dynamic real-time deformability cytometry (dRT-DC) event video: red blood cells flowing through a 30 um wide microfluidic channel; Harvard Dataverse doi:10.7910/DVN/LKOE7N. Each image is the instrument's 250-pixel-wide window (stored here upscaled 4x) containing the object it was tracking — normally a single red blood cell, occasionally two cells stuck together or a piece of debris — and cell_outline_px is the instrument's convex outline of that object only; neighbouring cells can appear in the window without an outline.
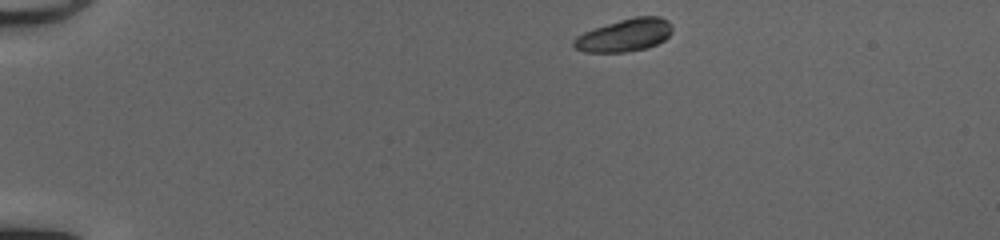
{"species": "common noctule bat (a hibernating species)", "species_latin": "Nyctalus noctula", "temperature_condition": "cold", "stored_images_in_passage": 42, "camera_frame_rate_fps": 3000, "um_per_image_px": 0.085, "animal": {"sex": "female", "body_mass_g": 20.0, "forearm_length_mm": 54.0}, "frame": {"image": 1, "passage_image": 1, "time_ms": 0.0, "image_size_px": [1000, 240], "cell_outline_px": [[672, 32], [664, 40], [648, 48], [624, 52], [584, 52], [576, 48], [572, 44], [572, 40], [576, 36], [584, 32], [620, 20], [636, 16], [660, 16], [668, 20], [672, 24]], "centroid_in_image_um": [53.11, 2.99], "position_along_channel_um": 31.9, "area_um2": 18.73}}
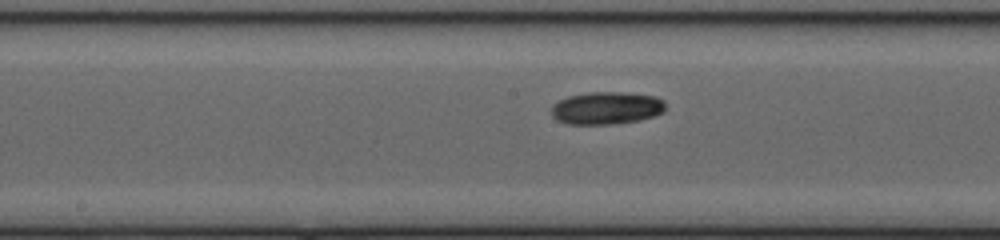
{"frame": {"image": 2, "passage_image": 19, "time_ms": 6.0, "image_size_px": [1000, 240], "cell_outline_px": [[664, 112], [656, 116], [640, 120], [612, 124], [568, 124], [556, 120], [552, 116], [552, 104], [568, 96], [588, 92], [620, 92], [656, 96], [664, 100]], "centroid_in_image_um": [51.56, 9.18], "position_along_channel_um": 196.6, "area_um2": 21.79}}
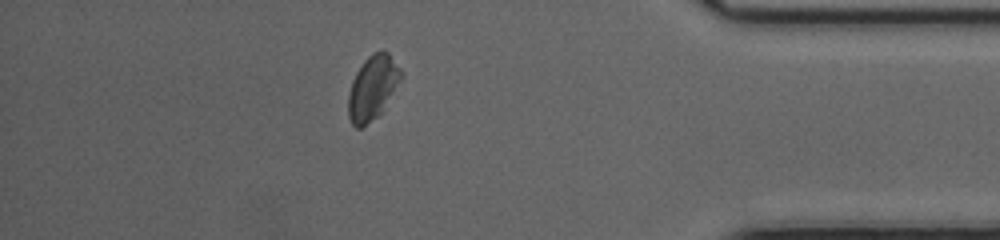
{"frame": {"image": 3, "passage_image": 36, "time_ms": 11.667, "image_size_px": [1000, 240], "cell_outline_px": [[404, 76], [380, 112], [376, 116], [360, 128], [356, 128], [352, 124], [348, 116], [348, 92], [352, 80], [356, 72], [364, 60], [368, 56], [376, 52], [388, 52], [404, 72]], "centroid_in_image_um": [31.67, 7.43], "position_along_channel_um": 403.5, "area_um2": 19.54}}